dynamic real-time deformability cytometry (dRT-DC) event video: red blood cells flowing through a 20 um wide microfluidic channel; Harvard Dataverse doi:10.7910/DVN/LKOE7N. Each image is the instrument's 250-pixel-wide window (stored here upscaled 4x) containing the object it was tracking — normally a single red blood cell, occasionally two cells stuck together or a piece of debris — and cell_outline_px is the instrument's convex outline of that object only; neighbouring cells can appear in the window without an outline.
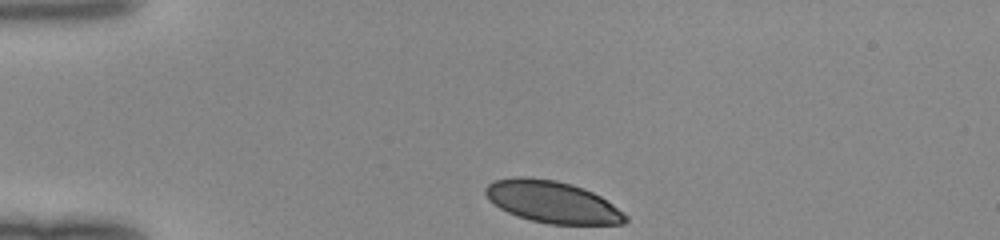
{"species": "human", "species_latin": "Homo sapiens", "temperature_condition": "room temperature", "stored_images_in_passage": 32, "camera_frame_rate_fps": 3000, "um_per_image_px": 0.085, "donor": {"sex": "female"}, "frame": {"image": 1, "passage_image": 1, "time_ms": 0.0, "image_size_px": [1000, 240], "cell_outline_px": [[628, 220], [624, 224], [548, 224], [516, 216], [500, 208], [488, 200], [484, 192], [484, 188], [488, 184], [496, 180], [512, 176], [528, 176], [556, 180], [572, 184], [584, 188], [600, 196], [612, 204], [628, 216]], "centroid_in_image_um": [46.92, 17.15], "position_along_channel_um": 38.1, "area_um2": 34.33}}
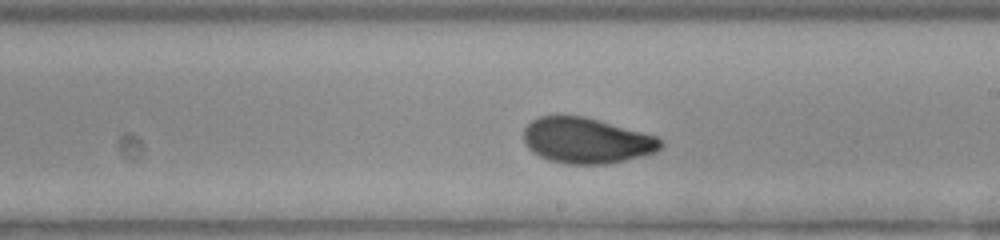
{"frame": {"image": 2, "passage_image": 19, "time_ms": 6.0, "image_size_px": [1000, 240], "cell_outline_px": [[664, 144], [656, 152], [608, 164], [564, 164], [548, 160], [532, 152], [528, 148], [524, 140], [524, 128], [532, 120], [540, 116], [584, 116], [600, 120], [656, 136], [664, 140]], "centroid_in_image_um": [49.85, 11.95], "position_along_channel_um": 239.1, "area_um2": 36.47}}
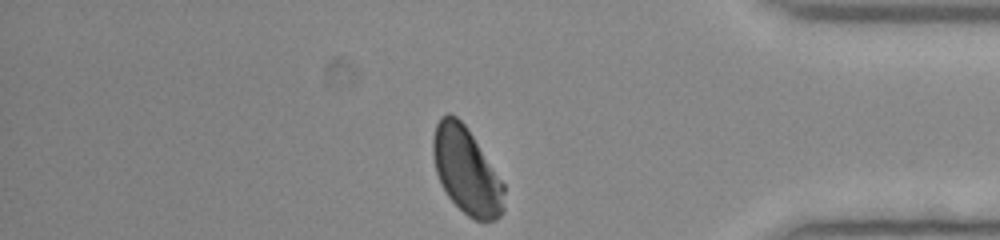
{"frame": {"image": 3, "passage_image": 32, "time_ms": 10.333, "image_size_px": [1000, 240], "cell_outline_px": [[504, 212], [496, 220], [476, 220], [468, 216], [448, 196], [440, 184], [436, 172], [432, 152], [432, 136], [436, 124], [440, 116], [448, 112], [456, 116], [464, 124], [504, 184]], "centroid_in_image_um": [39.62, 14.51], "position_along_channel_um": 395.6, "area_um2": 35.6}}